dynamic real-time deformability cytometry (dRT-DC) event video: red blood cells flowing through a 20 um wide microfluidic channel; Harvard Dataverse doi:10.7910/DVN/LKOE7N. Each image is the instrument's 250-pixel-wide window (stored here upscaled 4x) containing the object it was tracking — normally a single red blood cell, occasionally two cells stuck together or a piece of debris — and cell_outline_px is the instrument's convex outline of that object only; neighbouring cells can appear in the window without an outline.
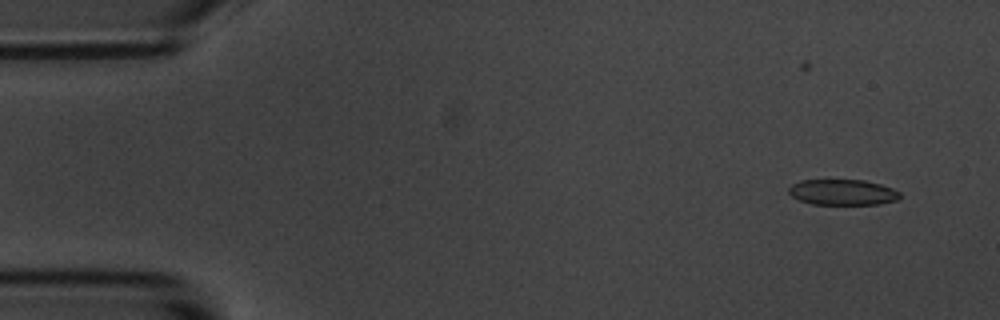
{"species": "common noctule bat (a hibernating species)", "species_latin": "Nyctalus noctula", "temperature_condition": "room temperature", "stored_images_in_passage": 7, "camera_frame_rate_fps": 3000, "um_per_image_px": 0.085, "animal": {"sex": "male", "body_mass_g": 20.1, "forearm_length_mm": 53.5}, "frame": {"image": 1, "passage_image": 2, "time_ms": 1.333, "image_size_px": [1000, 320], "cell_outline_px": [[900, 196], [896, 200], [880, 204], [812, 204], [800, 200], [792, 196], [788, 192], [788, 188], [792, 184], [800, 180], [864, 180], [880, 184], [892, 188], [900, 192]], "centroid_in_image_um": [71.61, 16.34], "position_along_channel_um": 13.4, "area_um2": 16.59}}
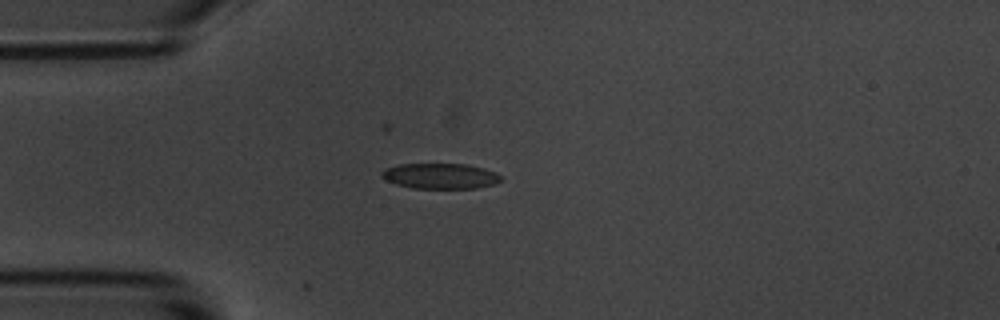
{"frame": {"image": 2, "passage_image": 5, "time_ms": 5.0, "image_size_px": [1000, 320], "cell_outline_px": [[500, 180], [492, 184], [476, 188], [412, 188], [396, 184], [384, 180], [380, 176], [380, 172], [384, 168], [400, 164], [464, 164], [484, 168], [496, 172], [500, 176]], "centroid_in_image_um": [37.35, 14.96], "position_along_channel_um": 47.6, "area_um2": 17.69}}